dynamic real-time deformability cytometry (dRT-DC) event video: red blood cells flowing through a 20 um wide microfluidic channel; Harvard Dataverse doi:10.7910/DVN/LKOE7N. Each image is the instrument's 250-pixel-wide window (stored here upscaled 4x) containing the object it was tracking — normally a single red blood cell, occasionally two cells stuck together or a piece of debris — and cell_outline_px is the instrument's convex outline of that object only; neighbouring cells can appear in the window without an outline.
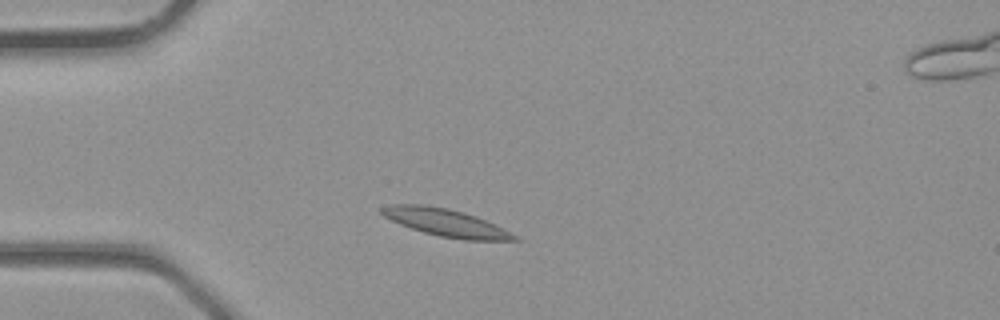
{"species": "common noctule bat (a hibernating species)", "species_latin": "Nyctalus noctula", "temperature_condition": "room temperature", "stored_images_in_passage": 1, "camera_frame_rate_fps": 3000, "um_per_image_px": 0.085, "animal": {"sex": "male", "body_mass_g": 23.1, "forearm_length_mm": 52.7}, "frame": {"image": 1, "passage_image": 1, "time_ms": 0.0, "image_size_px": [1000, 320], "cell_outline_px": [[520, 240], [464, 240], [440, 236], [424, 232], [400, 224], [384, 216], [380, 212], [380, 208], [392, 204], [424, 204], [448, 208], [464, 212], [476, 216], [504, 228], [520, 236]], "centroid_in_image_um": [37.94, 18.92], "position_along_channel_um": 47.1, "area_um2": 21.27}}